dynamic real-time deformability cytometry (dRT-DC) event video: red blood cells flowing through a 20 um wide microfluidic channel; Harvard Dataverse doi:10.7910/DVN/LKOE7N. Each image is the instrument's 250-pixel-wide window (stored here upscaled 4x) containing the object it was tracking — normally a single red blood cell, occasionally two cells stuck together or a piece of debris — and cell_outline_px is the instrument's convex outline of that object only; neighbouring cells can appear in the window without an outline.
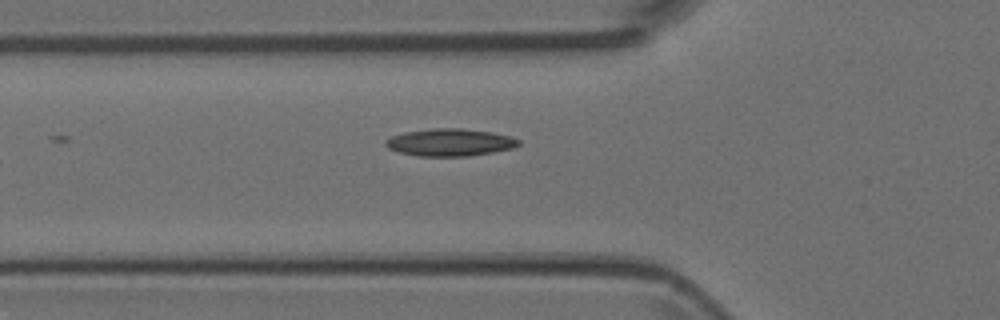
{"species": "Egyptian fruit bat (a non-hibernating species)", "species_latin": "Rousettus aegyptiacus", "temperature_condition": "room temperature", "stored_images_in_passage": 7, "camera_frame_rate_fps": 3000, "um_per_image_px": 0.085, "animal": {"sex": "female"}, "frame": {"image": 1, "passage_image": 7, "time_ms": 2.0, "image_size_px": [1000, 320], "cell_outline_px": [[520, 144], [512, 148], [492, 152], [468, 156], [420, 156], [400, 152], [388, 148], [384, 144], [384, 140], [392, 136], [404, 132], [432, 128], [460, 128], [492, 132], [508, 136], [520, 140]], "centroid_in_image_um": [38.22, 12.09], "position_along_channel_um": 87.6, "area_um2": 21.1}}